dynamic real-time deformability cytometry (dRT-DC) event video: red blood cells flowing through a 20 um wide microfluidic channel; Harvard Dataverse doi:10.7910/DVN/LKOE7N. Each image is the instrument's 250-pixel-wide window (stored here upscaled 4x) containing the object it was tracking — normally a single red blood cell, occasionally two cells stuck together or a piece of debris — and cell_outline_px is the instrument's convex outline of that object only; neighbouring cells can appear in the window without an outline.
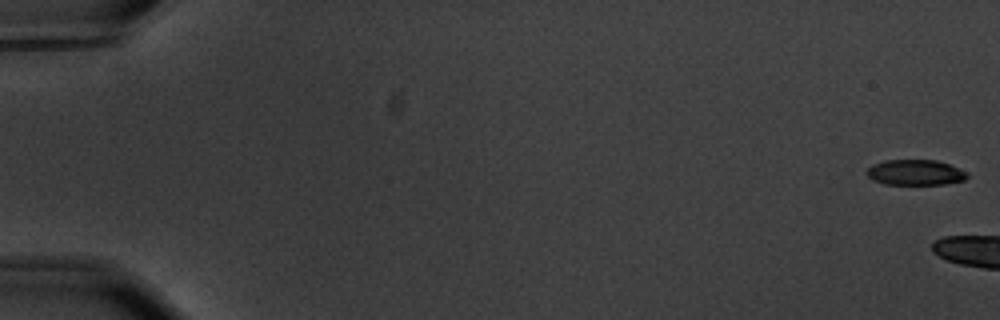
{"species": "common noctule bat (a hibernating species)", "species_latin": "Nyctalus noctula", "temperature_condition": "warm", "stored_images_in_passage": 8, "camera_frame_rate_fps": 3000, "um_per_image_px": 0.085, "animal": {"sex": "male", "body_mass_g": 20.1, "forearm_length_mm": 53.5}, "frame": {"image": 1, "passage_image": 1, "time_ms": 0.0, "image_size_px": [1000, 320], "cell_outline_px": [[968, 176], [964, 180], [944, 184], [884, 184], [872, 180], [864, 172], [872, 164], [884, 160], [936, 160], [948, 164], [968, 172]], "centroid_in_image_um": [77.76, 14.65], "position_along_channel_um": 7.2, "area_um2": 14.97}}